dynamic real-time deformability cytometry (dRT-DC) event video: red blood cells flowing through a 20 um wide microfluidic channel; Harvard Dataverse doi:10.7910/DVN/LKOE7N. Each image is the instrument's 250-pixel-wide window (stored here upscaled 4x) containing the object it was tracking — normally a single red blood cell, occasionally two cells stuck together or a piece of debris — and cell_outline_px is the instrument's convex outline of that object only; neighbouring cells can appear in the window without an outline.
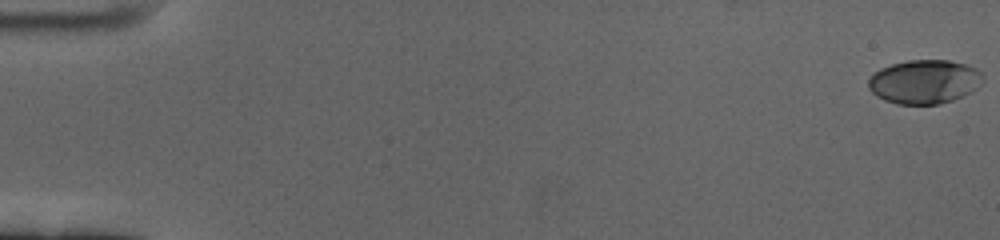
{"species": "human", "species_latin": "Homo sapiens", "temperature_condition": "cold", "stored_images_in_passage": 62, "camera_frame_rate_fps": 3000, "um_per_image_px": 0.085, "donor": {"sex": "female"}, "frame": {"image": 1, "passage_image": 1, "time_ms": 0.0, "image_size_px": [1000, 240], "cell_outline_px": [[984, 76], [980, 84], [972, 92], [952, 100], [940, 104], [896, 104], [884, 100], [876, 96], [868, 88], [868, 80], [880, 68], [892, 64], [908, 60], [948, 60], [964, 64], [976, 68]], "centroid_in_image_um": [78.57, 6.95], "position_along_channel_um": 6.4, "area_um2": 29.3}}
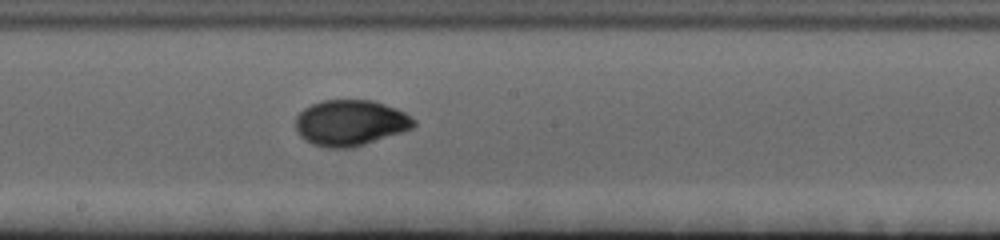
{"frame": {"image": 2, "passage_image": 35, "time_ms": 11.333, "image_size_px": [1000, 240], "cell_outline_px": [[416, 124], [412, 128], [352, 148], [324, 148], [312, 144], [304, 140], [296, 132], [296, 116], [304, 108], [320, 100], [372, 100], [396, 108], [404, 112], [416, 120]], "centroid_in_image_um": [29.74, 10.44], "position_along_channel_um": 218.5, "area_um2": 31.62}}
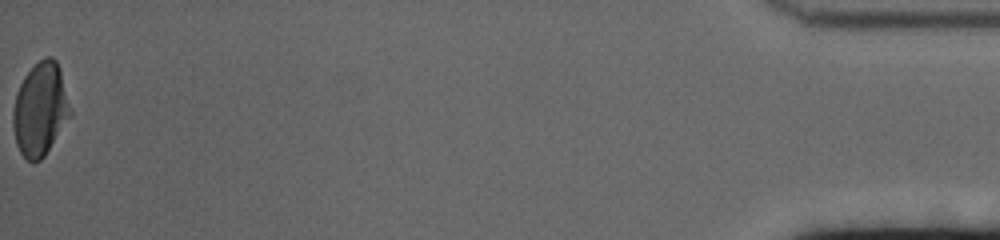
{"frame": {"image": 3, "passage_image": 62, "time_ms": 20.333, "image_size_px": [1000, 240], "cell_outline_px": [[72, 116], [44, 156], [40, 160], [32, 164], [20, 152], [16, 144], [12, 124], [12, 112], [16, 92], [24, 76], [44, 56], [52, 56], [56, 60], [60, 68], [72, 112]], "centroid_in_image_um": [3.43, 9.3], "position_along_channel_um": 431.8, "area_um2": 31.39}, "authors_computed_cell_mechanics": {"area_um2": 30.4028, "velocity_mm_per_s": 3.3835, "shape_relaxation_time_tau1_ms": 5.0323, "shape_relaxation_time_tau2_ms": 1.1489, "deformation_change_tau1": 0.1829, "deformation_change_tau2": 0.0331}}